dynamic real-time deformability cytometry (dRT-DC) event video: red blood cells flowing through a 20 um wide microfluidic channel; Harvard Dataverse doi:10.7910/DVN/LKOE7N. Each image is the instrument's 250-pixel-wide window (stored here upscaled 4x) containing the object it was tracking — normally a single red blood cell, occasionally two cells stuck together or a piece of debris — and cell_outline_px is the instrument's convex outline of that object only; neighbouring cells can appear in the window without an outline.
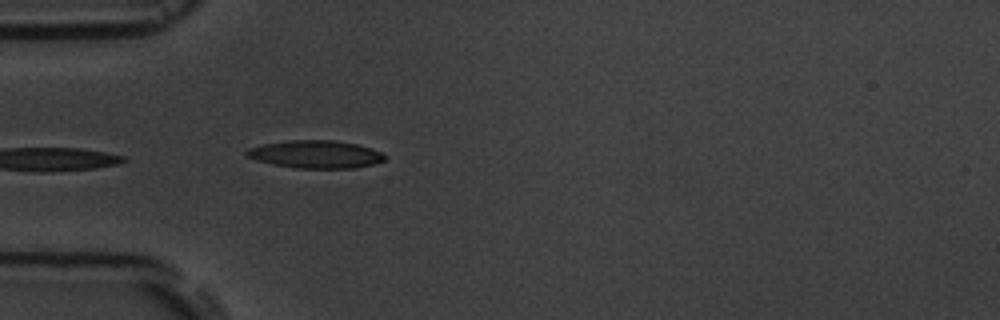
{"species": "common noctule bat (a hibernating species)", "species_latin": "Nyctalus noctula", "temperature_condition": "room temperature", "stored_images_in_passage": 5, "camera_frame_rate_fps": 3000, "um_per_image_px": 0.085, "animal": {"sex": "male", "body_mass_g": 19.5, "forearm_length_mm": 54.6}, "frame": {"image": 1, "passage_image": 5, "time_ms": 4.333, "image_size_px": [1000, 320], "cell_outline_px": [[384, 160], [372, 164], [356, 168], [296, 168], [272, 164], [248, 156], [244, 152], [248, 148], [264, 144], [288, 140], [332, 140], [356, 144], [372, 148], [380, 152], [384, 156]], "centroid_in_image_um": [26.83, 13.11], "position_along_channel_um": 58.2, "area_um2": 22.08}}